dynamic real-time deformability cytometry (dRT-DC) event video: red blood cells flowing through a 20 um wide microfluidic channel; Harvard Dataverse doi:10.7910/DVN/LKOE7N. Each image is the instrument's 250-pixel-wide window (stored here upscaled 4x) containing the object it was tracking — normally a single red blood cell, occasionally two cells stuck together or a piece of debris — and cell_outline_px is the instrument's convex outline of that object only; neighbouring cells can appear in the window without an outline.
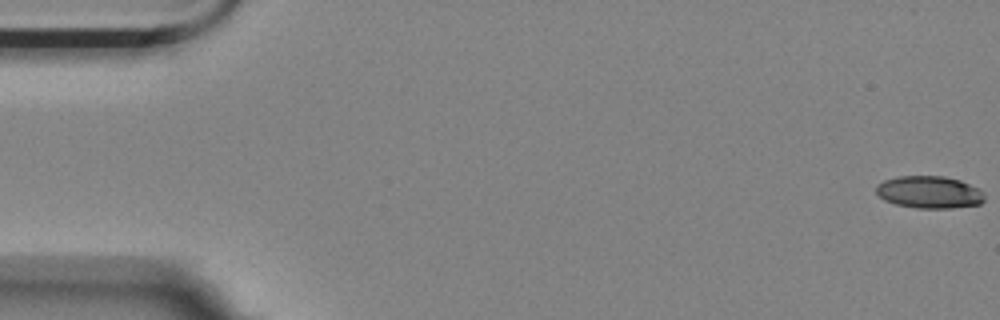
{"species": "Egyptian fruit bat (a non-hibernating species)", "species_latin": "Rousettus aegyptiacus", "temperature_condition": "room temperature", "stored_images_in_passage": 57, "camera_frame_rate_fps": 3000, "um_per_image_px": 0.085, "animal": {"sex": "female"}, "frame": {"image": 1, "passage_image": 1, "time_ms": 0.0, "image_size_px": [1000, 320], "cell_outline_px": [[984, 200], [980, 204], [952, 208], [916, 208], [896, 204], [884, 200], [876, 192], [876, 184], [884, 180], [900, 176], [944, 176], [960, 180], [980, 188], [984, 192]], "centroid_in_image_um": [79.01, 16.33], "position_along_channel_um": 6.0, "area_um2": 20.52}}
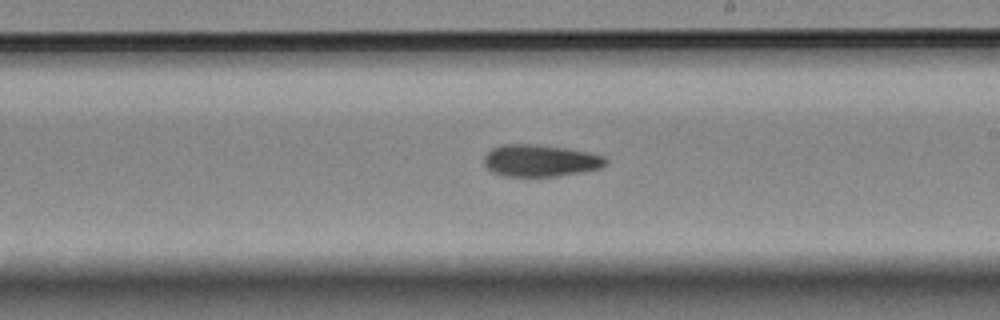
{"frame": {"image": 2, "passage_image": 33, "time_ms": 10.667, "image_size_px": [1000, 320], "cell_outline_px": [[608, 160], [600, 168], [556, 176], [504, 176], [492, 172], [484, 164], [484, 156], [492, 148], [500, 144], [532, 144], [564, 148], [588, 152], [604, 156]], "centroid_in_image_um": [45.88, 13.64], "position_along_channel_um": 243.1, "area_um2": 22.43}}
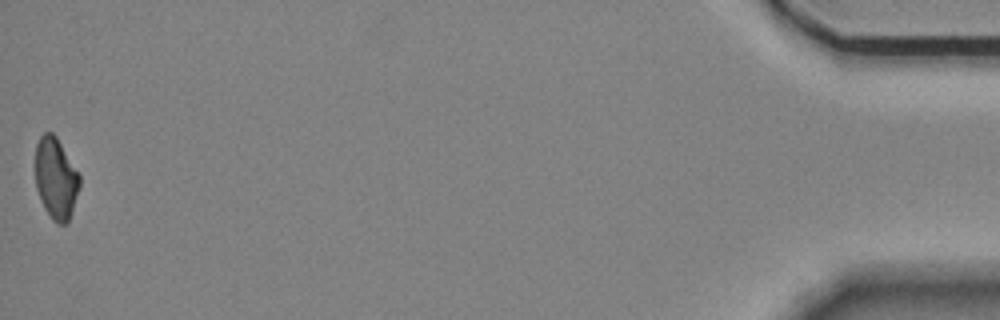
{"frame": {"image": 3, "passage_image": 57, "time_ms": 18.667, "image_size_px": [1000, 320], "cell_outline_px": [[80, 188], [68, 224], [56, 224], [52, 220], [44, 208], [40, 200], [36, 188], [36, 144], [40, 136], [44, 132], [52, 132], [56, 136], [80, 176]], "centroid_in_image_um": [4.75, 15.2], "position_along_channel_um": 430.4, "area_um2": 21.1}, "authors_computed_cell_mechanics": {"area_um2": 22.1952, "velocity_mm_per_s": 3.5353, "shape_relaxation_time_tau1_ms": null, "shape_relaxation_time_tau2_ms": 4.6893, "deformation_change_tau1": null, "deformation_change_tau2": 0.1173}}